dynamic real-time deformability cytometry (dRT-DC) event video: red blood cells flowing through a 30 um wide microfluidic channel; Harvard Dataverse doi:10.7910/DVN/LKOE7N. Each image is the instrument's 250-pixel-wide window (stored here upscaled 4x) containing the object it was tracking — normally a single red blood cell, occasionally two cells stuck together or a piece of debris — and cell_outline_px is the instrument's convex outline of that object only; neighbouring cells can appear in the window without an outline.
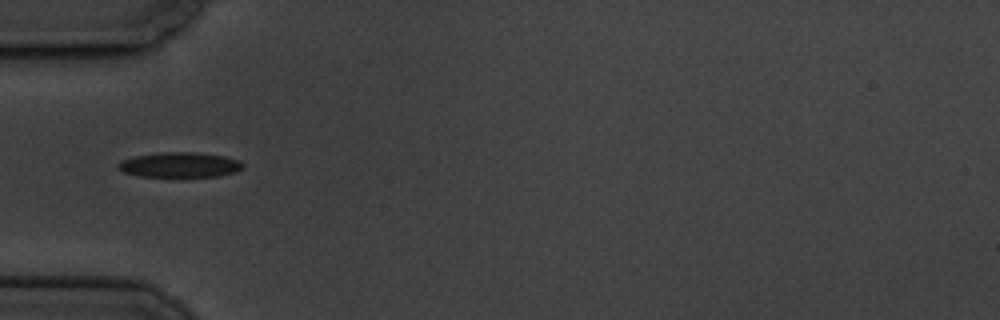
{"species": "common noctule bat (a hibernating species)", "species_latin": "Nyctalus noctula", "temperature_condition": "cold", "stored_images_in_passage": 7, "camera_frame_rate_fps": 3000, "um_per_image_px": 0.085, "animal": {"sex": "male", "body_mass_g": 19.5, "forearm_length_mm": 54.6}, "frame": {"image": 1, "passage_image": 5, "time_ms": 5.0, "image_size_px": [1000, 320], "cell_outline_px": [[244, 168], [236, 172], [220, 176], [140, 176], [124, 172], [116, 164], [120, 160], [136, 156], [160, 152], [196, 152], [224, 156], [240, 160], [244, 164]], "centroid_in_image_um": [15.33, 14.0], "position_along_channel_um": 69.7, "area_um2": 18.21}}
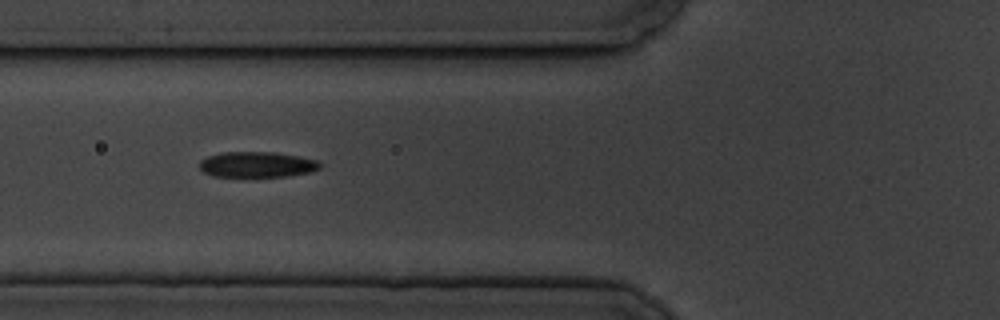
{"frame": {"image": 2, "passage_image": 6, "time_ms": 6.0, "image_size_px": [1000, 320], "cell_outline_px": [[320, 168], [308, 172], [284, 176], [212, 176], [204, 172], [200, 168], [200, 160], [208, 156], [224, 152], [276, 152], [316, 160], [320, 164]], "centroid_in_image_um": [21.8, 13.97], "position_along_channel_um": 104.0, "area_um2": 17.63}}
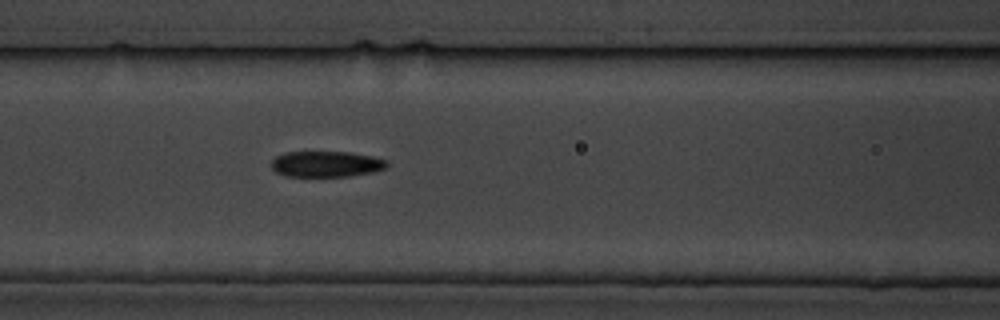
{"frame": {"image": 3, "passage_image": 7, "time_ms": 7.0, "image_size_px": [1000, 320], "cell_outline_px": [[388, 168], [372, 172], [348, 176], [284, 176], [276, 172], [272, 168], [272, 160], [276, 156], [284, 152], [348, 152], [372, 156], [388, 160]], "centroid_in_image_um": [27.74, 13.94], "position_along_channel_um": 138.9, "area_um2": 17.46}}